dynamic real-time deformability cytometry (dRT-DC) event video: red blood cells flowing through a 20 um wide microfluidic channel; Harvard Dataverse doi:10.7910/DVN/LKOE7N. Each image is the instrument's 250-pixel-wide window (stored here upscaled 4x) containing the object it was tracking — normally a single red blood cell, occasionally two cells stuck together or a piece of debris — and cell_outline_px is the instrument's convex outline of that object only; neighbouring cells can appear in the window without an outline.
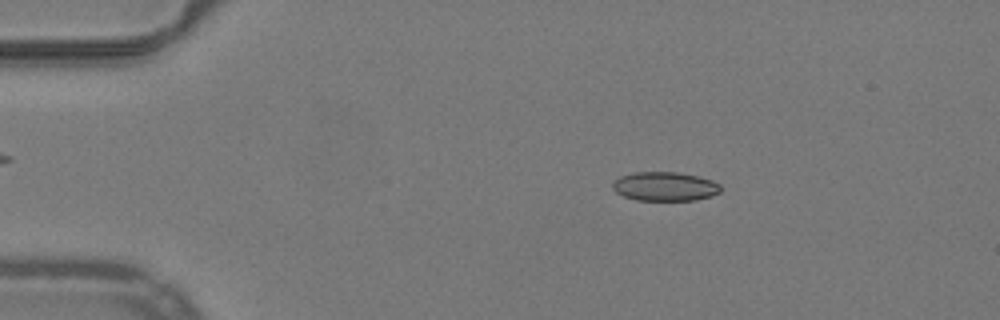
{"species": "common noctule bat (a hibernating species)", "species_latin": "Nyctalus noctula", "temperature_condition": "warm", "stored_images_in_passage": 48, "camera_frame_rate_fps": 3000, "um_per_image_px": 0.085, "animal": {"sex": "male", "body_mass_g": 19.2, "forearm_length_mm": 51.8}, "frame": {"image": 1, "passage_image": 5, "time_ms": 1.333, "image_size_px": [1000, 320], "cell_outline_px": [[720, 192], [712, 196], [696, 200], [636, 200], [624, 196], [616, 192], [612, 188], [612, 180], [620, 176], [636, 172], [680, 172], [712, 180], [720, 184]], "centroid_in_image_um": [56.5, 15.84], "position_along_channel_um": 28.5, "area_um2": 18.38}}
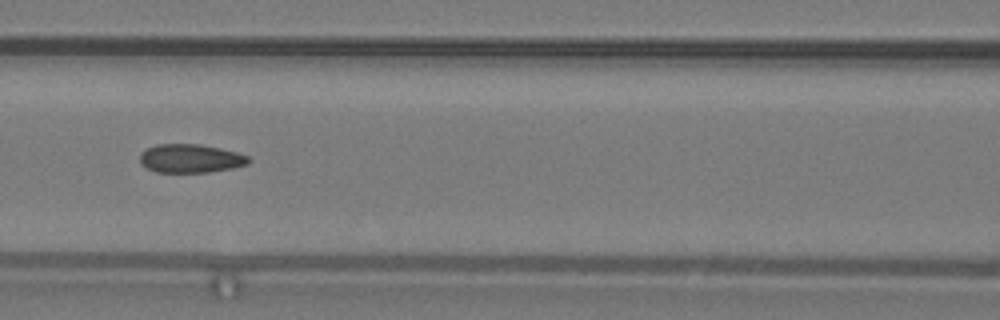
{"frame": {"image": 2, "passage_image": 19, "time_ms": 6.0, "image_size_px": [1000, 320], "cell_outline_px": [[252, 160], [248, 164], [232, 168], [208, 172], [156, 172], [140, 164], [140, 152], [156, 144], [200, 144], [220, 148], [236, 152], [248, 156]], "centroid_in_image_um": [16.19, 13.46], "position_along_channel_um": 150.4, "area_um2": 18.15}}
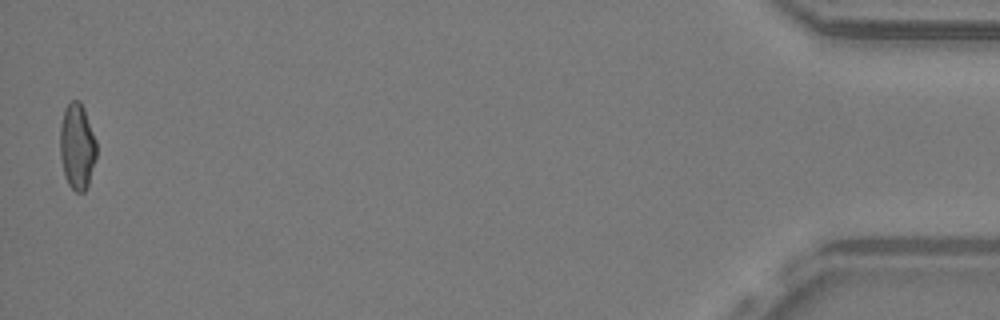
{"frame": {"image": 3, "passage_image": 47, "time_ms": 15.333, "image_size_px": [1000, 320], "cell_outline_px": [[96, 156], [88, 188], [84, 192], [76, 192], [68, 184], [64, 176], [60, 156], [60, 124], [64, 108], [72, 100], [80, 100], [84, 108], [96, 140]], "centroid_in_image_um": [6.55, 12.45], "position_along_channel_um": 428.7, "area_um2": 18.5}}